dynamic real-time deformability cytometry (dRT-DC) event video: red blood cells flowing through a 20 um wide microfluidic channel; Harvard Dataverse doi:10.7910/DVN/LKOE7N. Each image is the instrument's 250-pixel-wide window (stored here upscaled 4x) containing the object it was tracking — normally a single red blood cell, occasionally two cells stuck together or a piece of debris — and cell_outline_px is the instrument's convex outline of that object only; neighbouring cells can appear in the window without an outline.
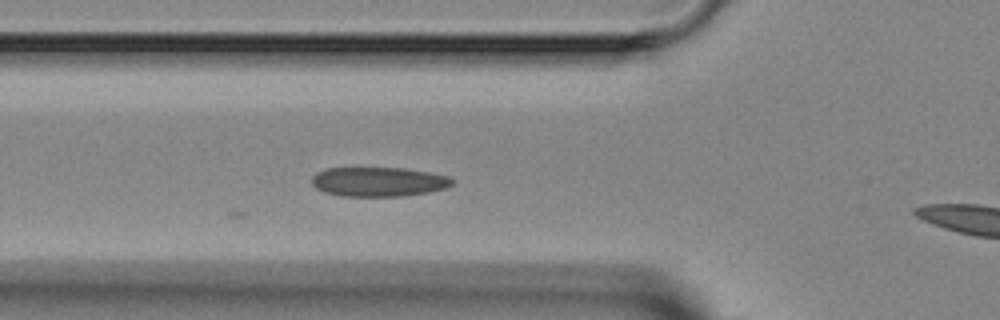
{"species": "Egyptian fruit bat (a non-hibernating species)", "species_latin": "Rousettus aegyptiacus", "temperature_condition": "room temperature", "stored_images_in_passage": 3, "segment_of_instrument_passage": [1, 2], "camera_frame_rate_fps": 3000, "um_per_image_px": 0.085, "animal": {"sex": "female"}, "frame": {"image": 1, "passage_image": 2, "time_ms": 1.333, "image_size_px": [1000, 320], "cell_outline_px": [[456, 180], [452, 184], [444, 188], [428, 192], [404, 196], [340, 196], [324, 192], [316, 188], [312, 184], [312, 176], [316, 172], [324, 168], [404, 168], [428, 172], [448, 176]], "centroid_in_image_um": [32.15, 15.45], "position_along_channel_um": 93.7, "area_um2": 24.16}}